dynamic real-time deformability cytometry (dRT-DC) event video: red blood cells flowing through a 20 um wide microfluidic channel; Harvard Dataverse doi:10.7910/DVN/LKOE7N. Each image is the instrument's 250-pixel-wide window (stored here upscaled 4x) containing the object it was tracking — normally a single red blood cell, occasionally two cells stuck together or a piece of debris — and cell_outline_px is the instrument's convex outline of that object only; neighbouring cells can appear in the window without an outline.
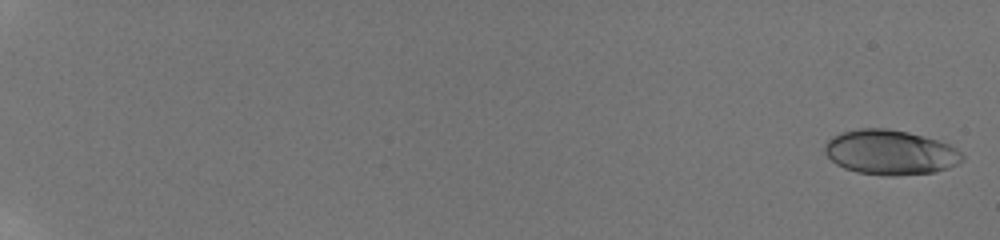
{"species": "human", "species_latin": "Homo sapiens", "temperature_condition": "room temperature", "stored_images_in_passage": 24, "camera_frame_rate_fps": 3000, "um_per_image_px": 0.085, "donor": {"sex": "male"}, "frame": {"image": 1, "passage_image": 2, "time_ms": 0.333, "image_size_px": [1000, 240], "cell_outline_px": [[964, 160], [948, 168], [932, 172], [892, 176], [888, 176], [856, 172], [844, 168], [836, 164], [824, 152], [824, 144], [832, 136], [840, 132], [860, 128], [888, 128], [908, 132], [924, 136], [948, 144], [956, 148], [964, 156]], "centroid_in_image_um": [75.64, 12.94], "position_along_channel_um": 9.4, "area_um2": 35.95}}
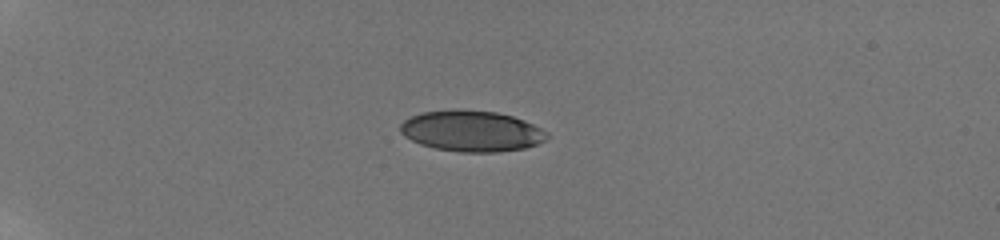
{"frame": {"image": 2, "passage_image": 17, "time_ms": 6.0, "image_size_px": [1000, 240], "cell_outline_px": [[548, 136], [544, 140], [536, 144], [524, 148], [496, 152], [460, 152], [436, 148], [420, 144], [404, 136], [400, 132], [400, 124], [404, 120], [420, 112], [496, 112], [512, 116], [524, 120], [548, 132]], "centroid_in_image_um": [40.09, 11.18], "position_along_channel_um": 44.9, "area_um2": 33.99}}
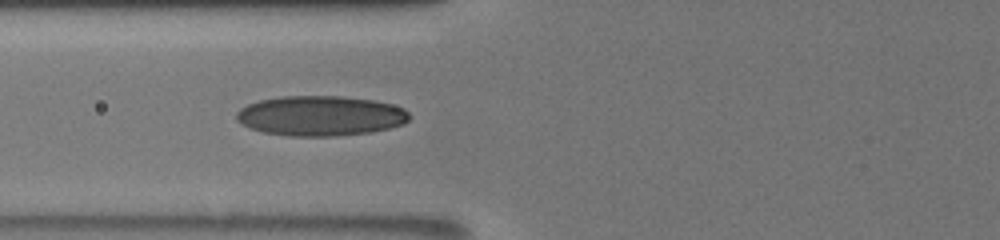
{"frame": {"image": 3, "passage_image": 24, "time_ms": 9.0, "image_size_px": [1000, 240], "cell_outline_px": [[408, 120], [404, 124], [372, 132], [336, 136], [288, 136], [264, 132], [248, 128], [240, 124], [236, 120], [236, 112], [240, 108], [248, 104], [260, 100], [284, 96], [340, 96], [372, 100], [392, 104], [404, 108], [408, 112]], "centroid_in_image_um": [27.21, 9.85], "position_along_channel_um": 98.6, "area_um2": 40.46}}